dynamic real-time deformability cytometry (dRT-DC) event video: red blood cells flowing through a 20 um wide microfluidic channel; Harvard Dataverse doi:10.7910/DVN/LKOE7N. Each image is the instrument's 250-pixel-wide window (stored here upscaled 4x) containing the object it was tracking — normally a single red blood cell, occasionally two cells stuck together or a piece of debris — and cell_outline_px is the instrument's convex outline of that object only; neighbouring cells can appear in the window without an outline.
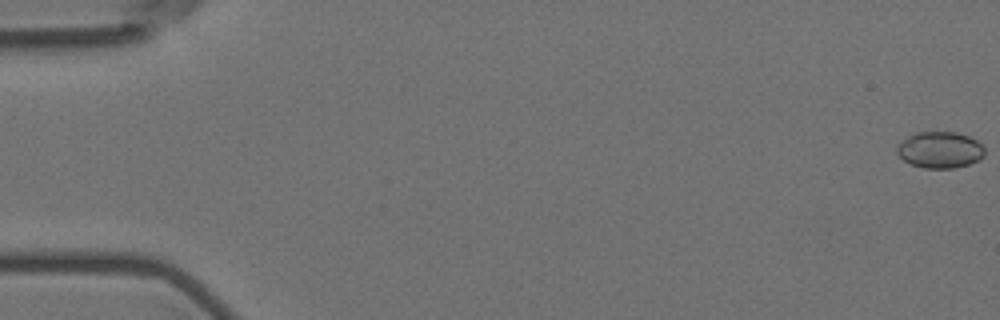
{"species": "Egyptian fruit bat (a non-hibernating species)", "species_latin": "Rousettus aegyptiacus", "temperature_condition": "room temperature", "stored_images_in_passage": 6, "camera_frame_rate_fps": 3000, "um_per_image_px": 0.085, "animal": {"sex": "female"}, "frame": {"image": 1, "passage_image": 1, "time_ms": 0.0, "image_size_px": [1000, 320], "cell_outline_px": [[984, 156], [968, 164], [952, 168], [924, 168], [912, 164], [904, 160], [896, 152], [896, 148], [900, 140], [916, 132], [956, 132], [968, 136], [984, 144]], "centroid_in_image_um": [79.88, 12.72], "position_along_channel_um": 5.1, "area_um2": 18.61}}